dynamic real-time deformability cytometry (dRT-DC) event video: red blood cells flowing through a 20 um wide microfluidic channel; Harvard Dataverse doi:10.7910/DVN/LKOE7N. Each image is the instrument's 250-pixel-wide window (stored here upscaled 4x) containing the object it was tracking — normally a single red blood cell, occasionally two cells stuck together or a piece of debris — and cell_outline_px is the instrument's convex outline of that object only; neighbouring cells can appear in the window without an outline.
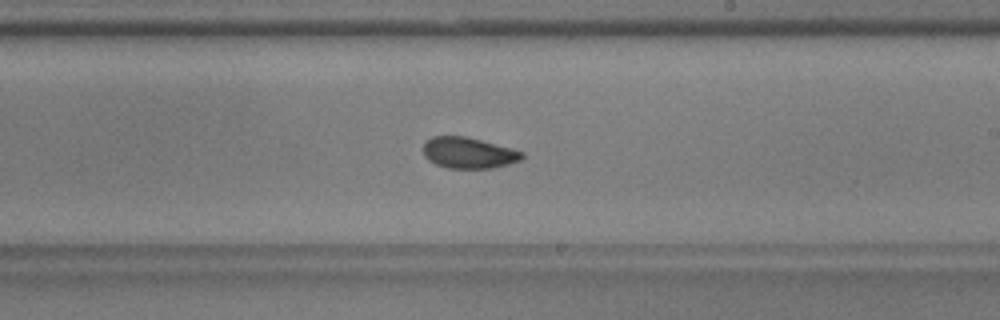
{"species": "common noctule bat (a hibernating species)", "species_latin": "Nyctalus noctula", "temperature_condition": "warm", "stored_images_in_passage": 40, "segment_of_instrument_passage": [1, 2], "camera_frame_rate_fps": 3000, "um_per_image_px": 0.085, "animal": {"sex": "male", "body_mass_g": 17.9, "forearm_length_mm": 54.2}, "frame": {"image": 1, "passage_image": 17, "time_ms": 5.333, "image_size_px": [1000, 320], "cell_outline_px": [[524, 156], [520, 160], [508, 164], [492, 168], [448, 168], [436, 164], [428, 160], [424, 156], [424, 144], [432, 136], [464, 136], [512, 148], [524, 152]], "centroid_in_image_um": [39.83, 12.99], "position_along_channel_um": 249.2, "area_um2": 17.74}}
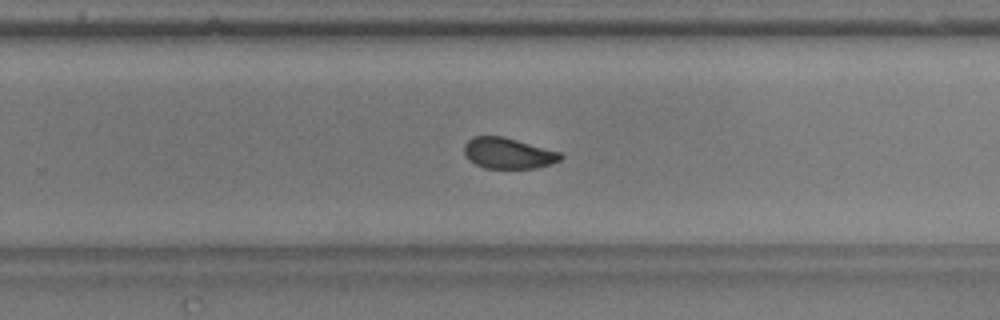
{"frame": {"image": 2, "passage_image": 20, "time_ms": 6.333, "image_size_px": [1000, 320], "cell_outline_px": [[564, 156], [560, 160], [536, 168], [484, 168], [468, 160], [464, 152], [464, 144], [472, 136], [504, 136], [560, 152]], "centroid_in_image_um": [43.16, 13.01], "position_along_channel_um": 286.6, "area_um2": 17.34}}
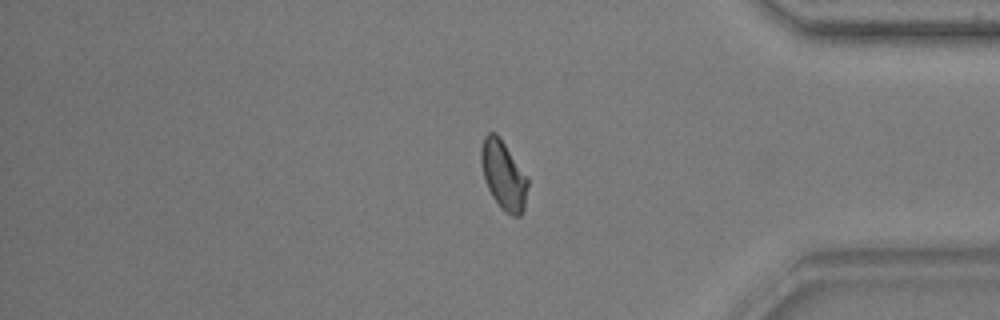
{"frame": {"image": 3, "passage_image": 30, "time_ms": 9.667, "image_size_px": [1000, 320], "cell_outline_px": [[528, 184], [524, 208], [520, 216], [512, 216], [500, 208], [492, 196], [484, 180], [480, 160], [480, 148], [484, 136], [488, 132], [496, 132], [500, 136], [528, 176]], "centroid_in_image_um": [42.79, 14.85], "position_along_channel_um": 392.4, "area_um2": 19.07}}